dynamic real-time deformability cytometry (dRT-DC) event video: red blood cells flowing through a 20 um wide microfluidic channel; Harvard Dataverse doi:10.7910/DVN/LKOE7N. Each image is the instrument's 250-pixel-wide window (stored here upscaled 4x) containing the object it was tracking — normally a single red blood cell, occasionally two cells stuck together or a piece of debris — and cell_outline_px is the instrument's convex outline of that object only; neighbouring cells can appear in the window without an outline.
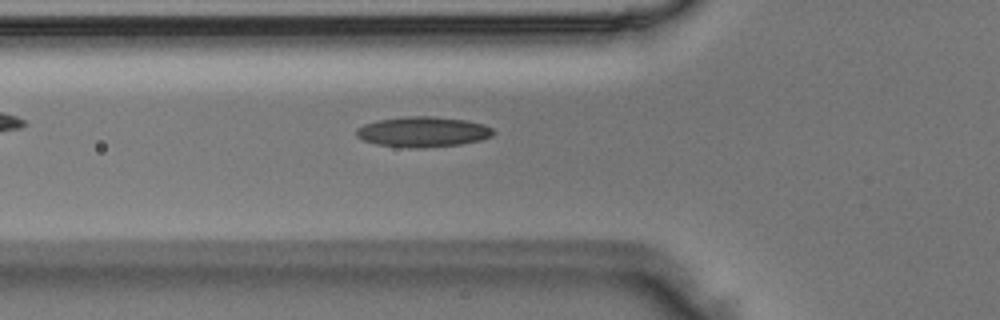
{"species": "Egyptian fruit bat (a non-hibernating species)", "species_latin": "Rousettus aegyptiacus", "temperature_condition": "room temperature", "stored_images_in_passage": 36, "camera_frame_rate_fps": 3000, "um_per_image_px": 0.085, "animal": {"sex": "male"}, "frame": {"image": 1, "passage_image": 5, "time_ms": 1.333, "image_size_px": [1000, 320], "cell_outline_px": [[496, 132], [492, 136], [480, 140], [460, 144], [424, 148], [408, 148], [376, 144], [364, 140], [356, 136], [356, 128], [364, 124], [376, 120], [408, 116], [436, 116], [464, 120], [484, 124], [492, 128]], "centroid_in_image_um": [35.94, 11.2], "position_along_channel_um": 89.9, "area_um2": 24.33}}
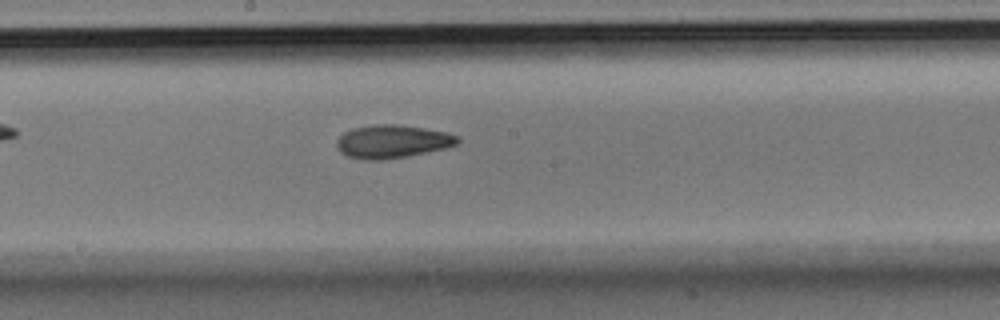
{"frame": {"image": 2, "passage_image": 14, "time_ms": 4.333, "image_size_px": [1000, 320], "cell_outline_px": [[460, 140], [456, 144], [444, 148], [408, 156], [384, 160], [364, 160], [348, 156], [340, 152], [336, 148], [336, 140], [344, 132], [352, 128], [376, 124], [396, 124], [448, 132], [460, 136]], "centroid_in_image_um": [33.32, 12.03], "position_along_channel_um": 214.9, "area_um2": 23.47}}
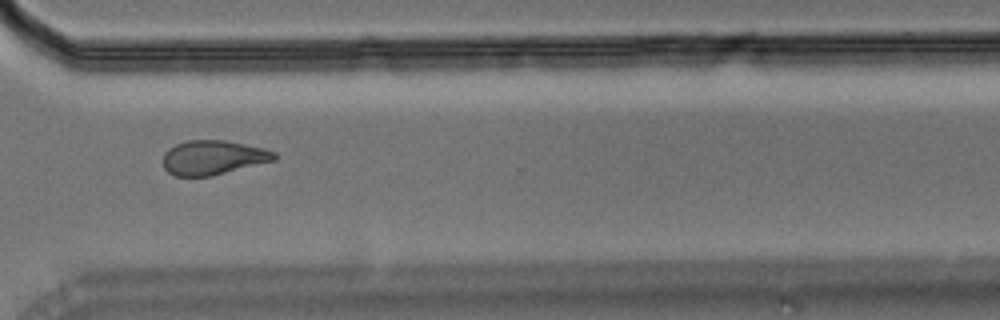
{"frame": {"image": 3, "passage_image": 24, "time_ms": 7.667, "image_size_px": [1000, 320], "cell_outline_px": [[276, 160], [212, 176], [176, 176], [168, 172], [164, 168], [164, 152], [168, 148], [176, 144], [188, 140], [224, 140], [264, 148], [276, 152]], "centroid_in_image_um": [18.12, 13.39], "position_along_channel_um": 352.5, "area_um2": 22.31}}